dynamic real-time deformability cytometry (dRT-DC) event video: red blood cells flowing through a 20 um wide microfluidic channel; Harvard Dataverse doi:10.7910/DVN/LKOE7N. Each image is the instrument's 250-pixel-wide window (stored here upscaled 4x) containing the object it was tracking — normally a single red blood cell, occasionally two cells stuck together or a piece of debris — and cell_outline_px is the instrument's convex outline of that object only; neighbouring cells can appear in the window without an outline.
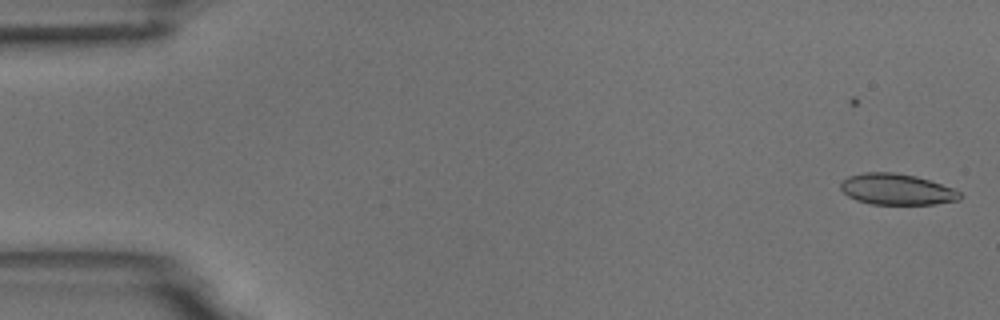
{"species": "common noctule bat (a hibernating species)", "species_latin": "Nyctalus noctula", "temperature_condition": "room temperature", "stored_images_in_passage": 40, "camera_frame_rate_fps": 3000, "um_per_image_px": 0.085, "animal": {"sex": "male", "body_mass_g": 18.8}, "frame": {"image": 1, "passage_image": 1, "time_ms": 0.0, "image_size_px": [1000, 320], "cell_outline_px": [[964, 196], [960, 200], [936, 204], [872, 204], [856, 200], [848, 196], [840, 188], [840, 184], [848, 176], [864, 172], [892, 172], [916, 176], [952, 188], [960, 192]], "centroid_in_image_um": [76.23, 16.1], "position_along_channel_um": 8.8, "area_um2": 21.56}}
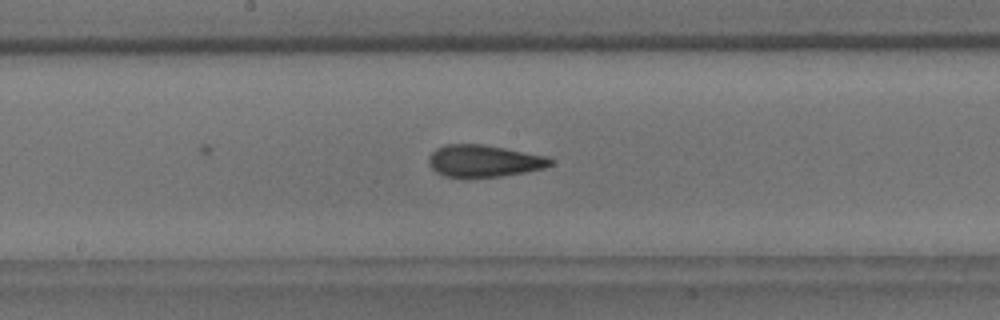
{"frame": {"image": 2, "passage_image": 28, "time_ms": 9.0, "image_size_px": [1000, 320], "cell_outline_px": [[552, 164], [544, 168], [524, 172], [500, 176], [444, 176], [436, 172], [428, 164], [428, 156], [436, 148], [444, 144], [484, 144], [548, 156], [552, 160]], "centroid_in_image_um": [41.12, 13.65], "position_along_channel_um": 207.1, "area_um2": 22.54}}
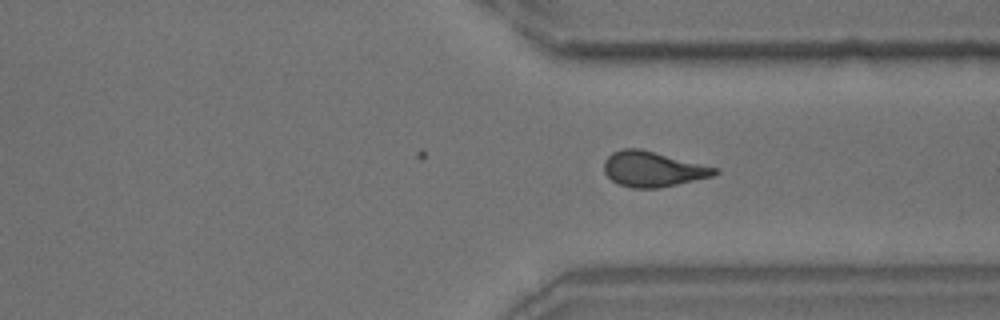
{"frame": {"image": 3, "passage_image": 40, "time_ms": 13.0, "image_size_px": [1000, 320], "cell_outline_px": [[720, 172], [712, 176], [660, 188], [632, 188], [620, 184], [612, 180], [604, 172], [604, 160], [612, 152], [624, 148], [640, 148], [720, 168]], "centroid_in_image_um": [55.51, 14.36], "position_along_channel_um": 355.9, "area_um2": 22.83}}